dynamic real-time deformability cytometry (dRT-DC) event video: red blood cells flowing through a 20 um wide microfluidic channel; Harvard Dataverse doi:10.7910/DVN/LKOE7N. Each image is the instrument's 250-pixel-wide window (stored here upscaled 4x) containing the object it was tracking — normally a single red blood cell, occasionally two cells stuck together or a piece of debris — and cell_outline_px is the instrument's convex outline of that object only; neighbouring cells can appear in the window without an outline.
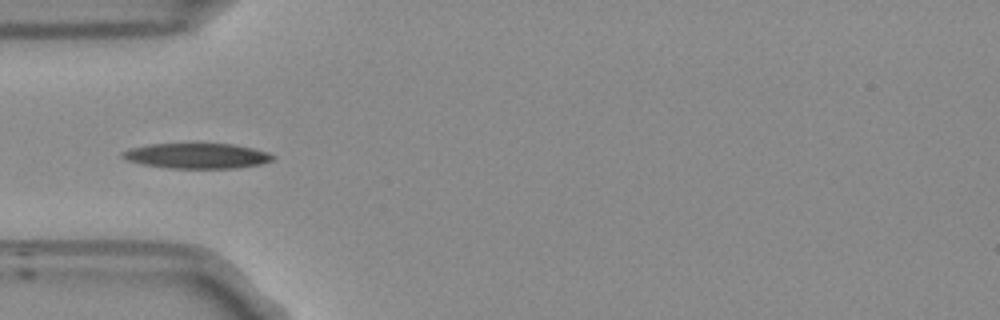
{"species": "Egyptian fruit bat (a non-hibernating species)", "species_latin": "Rousettus aegyptiacus", "temperature_condition": "room temperature", "stored_images_in_passage": 27, "camera_frame_rate_fps": 3000, "um_per_image_px": 0.085, "frame": {"image": 1, "passage_image": 5, "time_ms": 1.333, "image_size_px": [1000, 320], "cell_outline_px": [[276, 156], [272, 160], [260, 164], [236, 168], [168, 168], [144, 164], [128, 160], [120, 156], [120, 152], [132, 148], [152, 144], [232, 144], [252, 148], [268, 152]], "centroid_in_image_um": [16.76, 13.25], "position_along_channel_um": 68.2, "area_um2": 21.91}}
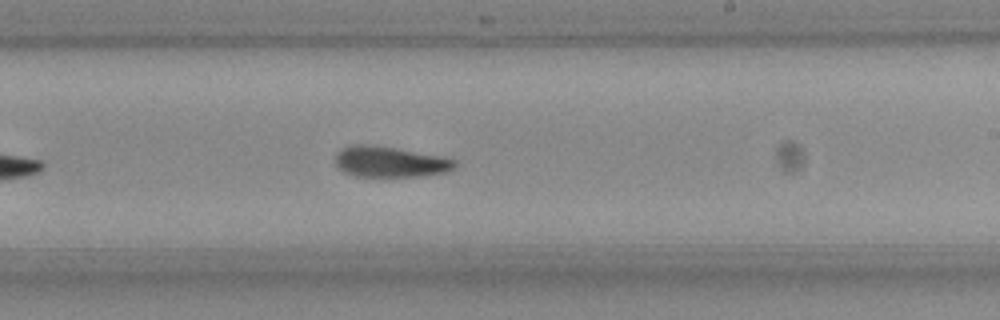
{"frame": {"image": 2, "passage_image": 20, "time_ms": 6.333, "image_size_px": [1000, 320], "cell_outline_px": [[456, 164], [452, 168], [444, 172], [420, 176], [356, 176], [344, 172], [336, 168], [336, 152], [340, 148], [352, 144], [372, 144], [448, 156], [456, 160]], "centroid_in_image_um": [33.13, 13.72], "position_along_channel_um": 255.9, "area_um2": 21.79}}